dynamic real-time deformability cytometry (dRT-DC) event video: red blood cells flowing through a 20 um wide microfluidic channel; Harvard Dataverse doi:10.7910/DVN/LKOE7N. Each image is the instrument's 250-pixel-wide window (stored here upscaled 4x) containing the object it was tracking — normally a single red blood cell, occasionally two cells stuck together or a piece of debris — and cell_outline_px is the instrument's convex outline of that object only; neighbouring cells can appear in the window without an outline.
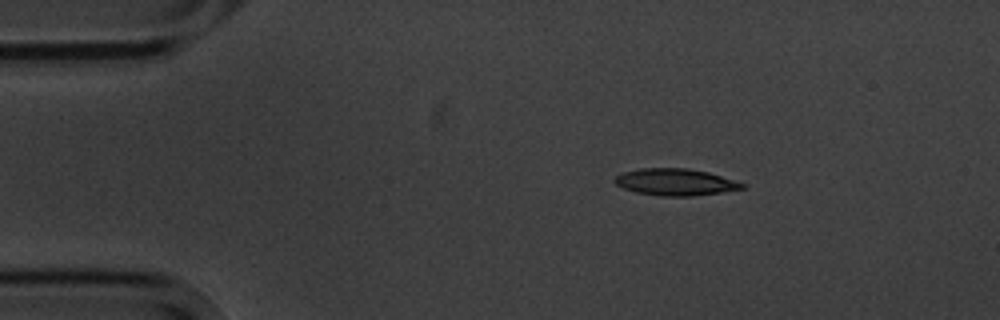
{"species": "common noctule bat (a hibernating species)", "species_latin": "Nyctalus noctula", "temperature_condition": "cold", "stored_images_in_passage": 3, "camera_frame_rate_fps": 3000, "um_per_image_px": 0.085, "animal": {"sex": "male", "body_mass_g": 20.1, "forearm_length_mm": 53.5}, "frame": {"image": 1, "passage_image": 1, "time_ms": 0.0, "image_size_px": [1000, 320], "cell_outline_px": [[748, 184], [744, 188], [720, 192], [692, 196], [660, 196], [636, 192], [624, 188], [616, 184], [612, 180], [616, 176], [624, 172], [640, 168], [688, 168], [708, 172]], "centroid_in_image_um": [57.41, 15.47], "position_along_channel_um": 27.6, "area_um2": 19.88}}
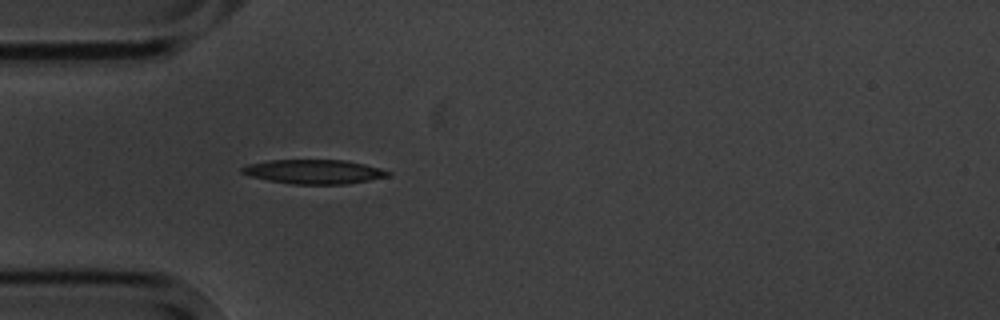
{"frame": {"image": 2, "passage_image": 3, "time_ms": 2.333, "image_size_px": [1000, 320], "cell_outline_px": [[392, 172], [388, 176], [348, 184], [292, 184], [268, 180], [248, 176], [240, 172], [240, 168], [248, 164], [268, 160], [344, 160], [364, 164], [380, 168]], "centroid_in_image_um": [26.65, 14.59], "position_along_channel_um": 58.4, "area_um2": 20.63}}